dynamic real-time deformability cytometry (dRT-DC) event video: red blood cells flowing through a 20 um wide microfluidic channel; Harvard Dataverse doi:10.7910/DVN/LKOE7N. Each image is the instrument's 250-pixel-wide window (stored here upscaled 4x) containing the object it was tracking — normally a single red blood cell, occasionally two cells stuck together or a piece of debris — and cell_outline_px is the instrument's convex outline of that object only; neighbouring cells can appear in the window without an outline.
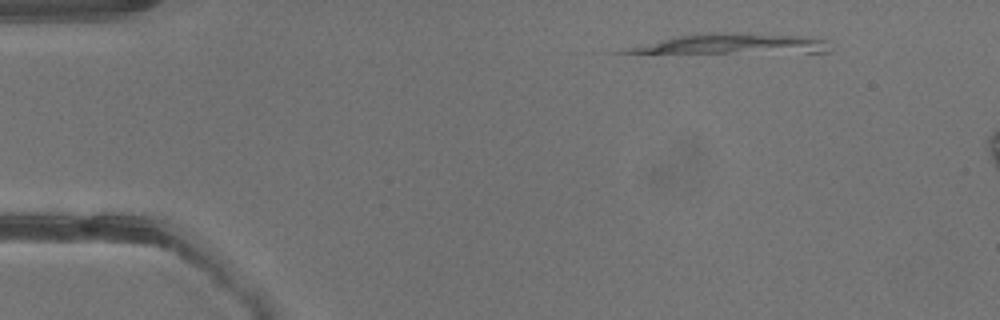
{"species": "common noctule bat (a hibernating species)", "species_latin": "Nyctalus noctula", "temperature_condition": "warm", "stored_images_in_passage": 7, "camera_frame_rate_fps": 3000, "um_per_image_px": 0.085, "animal": {"sex": "male", "body_mass_g": 13.3}, "frame": {"image": 1, "passage_image": 1, "time_ms": 0.0, "image_size_px": [1000, 320], "cell_outline_px": [[832, 52], [608, 52], [676, 36], [696, 32], [740, 32], [804, 36], [824, 40]], "centroid_in_image_um": [62.23, 3.7], "position_along_channel_um": 22.8, "area_um2": 23.58}}
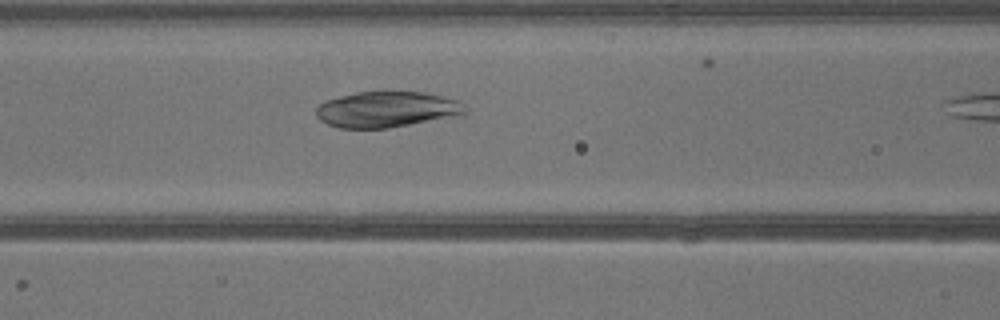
{"frame": {"image": 2, "passage_image": 6, "time_ms": 1.667, "image_size_px": [1000, 320], "cell_outline_px": [[468, 112], [464, 116], [388, 128], [340, 128], [328, 124], [320, 120], [316, 116], [316, 108], [324, 100], [356, 92], [420, 92], [444, 96], [460, 100]], "centroid_in_image_um": [32.94, 9.31], "position_along_channel_um": 133.7, "area_um2": 31.56}}